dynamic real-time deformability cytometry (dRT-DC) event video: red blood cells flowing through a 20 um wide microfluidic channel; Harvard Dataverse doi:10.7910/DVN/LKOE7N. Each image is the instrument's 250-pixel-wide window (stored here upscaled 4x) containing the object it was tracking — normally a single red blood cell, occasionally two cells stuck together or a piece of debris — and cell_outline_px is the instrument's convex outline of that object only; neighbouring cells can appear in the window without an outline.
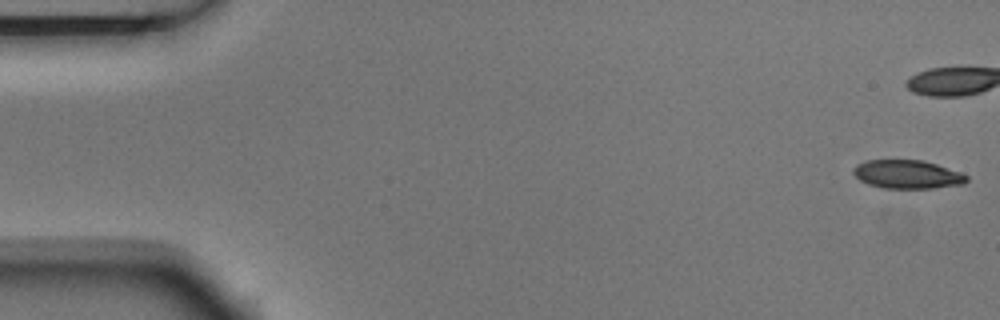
{"species": "Egyptian fruit bat (a non-hibernating species)", "species_latin": "Rousettus aegyptiacus", "temperature_condition": "room temperature", "stored_images_in_passage": 7, "camera_frame_rate_fps": 3000, "um_per_image_px": 0.085, "animal": {"sex": "male"}, "frame": {"image": 1, "passage_image": 1, "time_ms": 0.0, "image_size_px": [1000, 320], "cell_outline_px": [[968, 180], [964, 184], [932, 188], [880, 188], [868, 184], [860, 180], [852, 172], [852, 168], [856, 164], [868, 160], [924, 160], [960, 172], [968, 176]], "centroid_in_image_um": [77.11, 14.82], "position_along_channel_um": 7.9, "area_um2": 18.9}}
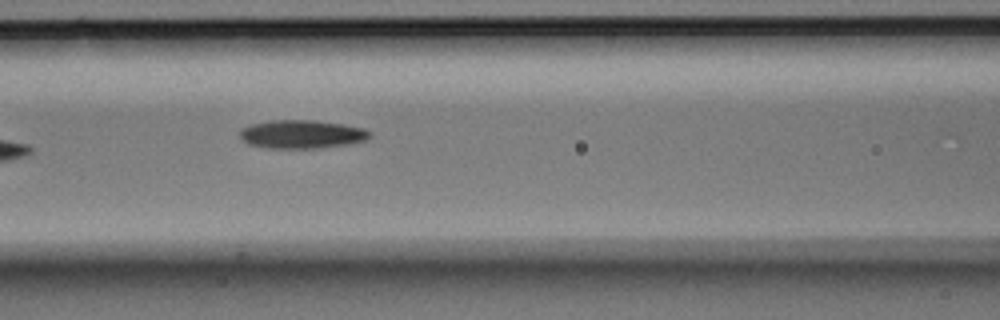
{"frame": {"image": 2, "passage_image": 7, "time_ms": 2.0, "image_size_px": [1000, 320], "cell_outline_px": [[372, 136], [364, 140], [348, 144], [320, 148], [264, 148], [248, 144], [240, 136], [240, 132], [244, 128], [252, 124], [272, 120], [312, 120], [344, 124], [364, 128], [372, 132]], "centroid_in_image_um": [25.69, 11.41], "position_along_channel_um": 140.9, "area_um2": 21.5}}